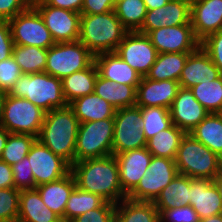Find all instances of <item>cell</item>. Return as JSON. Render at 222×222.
<instances>
[{"instance_id": "d6a6232c", "label": "cell", "mask_w": 222, "mask_h": 222, "mask_svg": "<svg viewBox=\"0 0 222 222\" xmlns=\"http://www.w3.org/2000/svg\"><path fill=\"white\" fill-rule=\"evenodd\" d=\"M184 135L185 132L173 124L168 129H164L148 139L146 148L152 156L175 159Z\"/></svg>"}, {"instance_id": "3957f363", "label": "cell", "mask_w": 222, "mask_h": 222, "mask_svg": "<svg viewBox=\"0 0 222 222\" xmlns=\"http://www.w3.org/2000/svg\"><path fill=\"white\" fill-rule=\"evenodd\" d=\"M127 32L114 10L102 14H81L79 41L94 56L115 52Z\"/></svg>"}, {"instance_id": "9a60e30c", "label": "cell", "mask_w": 222, "mask_h": 222, "mask_svg": "<svg viewBox=\"0 0 222 222\" xmlns=\"http://www.w3.org/2000/svg\"><path fill=\"white\" fill-rule=\"evenodd\" d=\"M147 36L158 53H192L200 47L191 24L161 27Z\"/></svg>"}, {"instance_id": "cb8c5ba5", "label": "cell", "mask_w": 222, "mask_h": 222, "mask_svg": "<svg viewBox=\"0 0 222 222\" xmlns=\"http://www.w3.org/2000/svg\"><path fill=\"white\" fill-rule=\"evenodd\" d=\"M76 187L75 178L70 171L59 180L36 187L44 204L55 212L64 222V212L71 192Z\"/></svg>"}, {"instance_id": "bcb514c9", "label": "cell", "mask_w": 222, "mask_h": 222, "mask_svg": "<svg viewBox=\"0 0 222 222\" xmlns=\"http://www.w3.org/2000/svg\"><path fill=\"white\" fill-rule=\"evenodd\" d=\"M32 3L29 0H0V20H9L28 9Z\"/></svg>"}, {"instance_id": "7dc6e473", "label": "cell", "mask_w": 222, "mask_h": 222, "mask_svg": "<svg viewBox=\"0 0 222 222\" xmlns=\"http://www.w3.org/2000/svg\"><path fill=\"white\" fill-rule=\"evenodd\" d=\"M14 42L7 20H0V61L12 56Z\"/></svg>"}, {"instance_id": "5bb4252c", "label": "cell", "mask_w": 222, "mask_h": 222, "mask_svg": "<svg viewBox=\"0 0 222 222\" xmlns=\"http://www.w3.org/2000/svg\"><path fill=\"white\" fill-rule=\"evenodd\" d=\"M115 52L142 77L146 76L158 56L149 37L138 31L127 32Z\"/></svg>"}, {"instance_id": "ffe728a7", "label": "cell", "mask_w": 222, "mask_h": 222, "mask_svg": "<svg viewBox=\"0 0 222 222\" xmlns=\"http://www.w3.org/2000/svg\"><path fill=\"white\" fill-rule=\"evenodd\" d=\"M191 25L200 42L222 30V0H191Z\"/></svg>"}, {"instance_id": "7a4b0ae2", "label": "cell", "mask_w": 222, "mask_h": 222, "mask_svg": "<svg viewBox=\"0 0 222 222\" xmlns=\"http://www.w3.org/2000/svg\"><path fill=\"white\" fill-rule=\"evenodd\" d=\"M79 121L67 105L45 113L37 139L70 165L74 163Z\"/></svg>"}, {"instance_id": "11a10c76", "label": "cell", "mask_w": 222, "mask_h": 222, "mask_svg": "<svg viewBox=\"0 0 222 222\" xmlns=\"http://www.w3.org/2000/svg\"><path fill=\"white\" fill-rule=\"evenodd\" d=\"M6 96L7 93L0 90V127H2V114H3V107Z\"/></svg>"}, {"instance_id": "6f0895ef", "label": "cell", "mask_w": 222, "mask_h": 222, "mask_svg": "<svg viewBox=\"0 0 222 222\" xmlns=\"http://www.w3.org/2000/svg\"><path fill=\"white\" fill-rule=\"evenodd\" d=\"M31 3H34V2H36V1H39V0H29Z\"/></svg>"}, {"instance_id": "f546056e", "label": "cell", "mask_w": 222, "mask_h": 222, "mask_svg": "<svg viewBox=\"0 0 222 222\" xmlns=\"http://www.w3.org/2000/svg\"><path fill=\"white\" fill-rule=\"evenodd\" d=\"M189 134L222 158V113H209Z\"/></svg>"}, {"instance_id": "277c9868", "label": "cell", "mask_w": 222, "mask_h": 222, "mask_svg": "<svg viewBox=\"0 0 222 222\" xmlns=\"http://www.w3.org/2000/svg\"><path fill=\"white\" fill-rule=\"evenodd\" d=\"M8 94L25 98L45 112L68 105L62 92V80L46 72L23 73Z\"/></svg>"}, {"instance_id": "4fadbf2b", "label": "cell", "mask_w": 222, "mask_h": 222, "mask_svg": "<svg viewBox=\"0 0 222 222\" xmlns=\"http://www.w3.org/2000/svg\"><path fill=\"white\" fill-rule=\"evenodd\" d=\"M36 187L64 177L71 171V165L61 156L54 154L38 139L27 155Z\"/></svg>"}, {"instance_id": "d6986e66", "label": "cell", "mask_w": 222, "mask_h": 222, "mask_svg": "<svg viewBox=\"0 0 222 222\" xmlns=\"http://www.w3.org/2000/svg\"><path fill=\"white\" fill-rule=\"evenodd\" d=\"M209 112L195 99L193 92L180 88L170 107L172 123L185 133L194 129Z\"/></svg>"}, {"instance_id": "44dd1931", "label": "cell", "mask_w": 222, "mask_h": 222, "mask_svg": "<svg viewBox=\"0 0 222 222\" xmlns=\"http://www.w3.org/2000/svg\"><path fill=\"white\" fill-rule=\"evenodd\" d=\"M221 75L212 59L200 46L189 54L178 82L182 88L190 89L201 82L216 80Z\"/></svg>"}, {"instance_id": "603a6c76", "label": "cell", "mask_w": 222, "mask_h": 222, "mask_svg": "<svg viewBox=\"0 0 222 222\" xmlns=\"http://www.w3.org/2000/svg\"><path fill=\"white\" fill-rule=\"evenodd\" d=\"M94 62L101 77L118 84L138 85L142 78L116 52L98 54Z\"/></svg>"}, {"instance_id": "83f0119b", "label": "cell", "mask_w": 222, "mask_h": 222, "mask_svg": "<svg viewBox=\"0 0 222 222\" xmlns=\"http://www.w3.org/2000/svg\"><path fill=\"white\" fill-rule=\"evenodd\" d=\"M98 69L93 62L88 68L76 71L62 79V92L67 104L77 98L94 93Z\"/></svg>"}, {"instance_id": "f5cc1de1", "label": "cell", "mask_w": 222, "mask_h": 222, "mask_svg": "<svg viewBox=\"0 0 222 222\" xmlns=\"http://www.w3.org/2000/svg\"><path fill=\"white\" fill-rule=\"evenodd\" d=\"M8 135L9 132L4 127H0V159L2 157L4 147L6 145Z\"/></svg>"}, {"instance_id": "d4e9b609", "label": "cell", "mask_w": 222, "mask_h": 222, "mask_svg": "<svg viewBox=\"0 0 222 222\" xmlns=\"http://www.w3.org/2000/svg\"><path fill=\"white\" fill-rule=\"evenodd\" d=\"M21 222H62L42 201L36 188L20 190L18 219Z\"/></svg>"}, {"instance_id": "f35d334b", "label": "cell", "mask_w": 222, "mask_h": 222, "mask_svg": "<svg viewBox=\"0 0 222 222\" xmlns=\"http://www.w3.org/2000/svg\"><path fill=\"white\" fill-rule=\"evenodd\" d=\"M36 140L32 135L9 133L1 160L13 166L28 155Z\"/></svg>"}, {"instance_id": "60d3db41", "label": "cell", "mask_w": 222, "mask_h": 222, "mask_svg": "<svg viewBox=\"0 0 222 222\" xmlns=\"http://www.w3.org/2000/svg\"><path fill=\"white\" fill-rule=\"evenodd\" d=\"M11 169L13 172L14 188L19 190L36 188L34 176L27 156L11 166Z\"/></svg>"}, {"instance_id": "816d5d0a", "label": "cell", "mask_w": 222, "mask_h": 222, "mask_svg": "<svg viewBox=\"0 0 222 222\" xmlns=\"http://www.w3.org/2000/svg\"><path fill=\"white\" fill-rule=\"evenodd\" d=\"M147 10H154L159 7H163L169 0H143Z\"/></svg>"}, {"instance_id": "6da1fadb", "label": "cell", "mask_w": 222, "mask_h": 222, "mask_svg": "<svg viewBox=\"0 0 222 222\" xmlns=\"http://www.w3.org/2000/svg\"><path fill=\"white\" fill-rule=\"evenodd\" d=\"M71 172L80 190L100 195L114 204L127 198L121 188L119 167L113 154L74 162Z\"/></svg>"}, {"instance_id": "ee69618b", "label": "cell", "mask_w": 222, "mask_h": 222, "mask_svg": "<svg viewBox=\"0 0 222 222\" xmlns=\"http://www.w3.org/2000/svg\"><path fill=\"white\" fill-rule=\"evenodd\" d=\"M115 206L116 204L106 201L101 207L89 210L70 222H115Z\"/></svg>"}, {"instance_id": "9c48e42d", "label": "cell", "mask_w": 222, "mask_h": 222, "mask_svg": "<svg viewBox=\"0 0 222 222\" xmlns=\"http://www.w3.org/2000/svg\"><path fill=\"white\" fill-rule=\"evenodd\" d=\"M147 139L142 130L141 107L117 109L114 116L112 154L146 147Z\"/></svg>"}, {"instance_id": "9f6ffc18", "label": "cell", "mask_w": 222, "mask_h": 222, "mask_svg": "<svg viewBox=\"0 0 222 222\" xmlns=\"http://www.w3.org/2000/svg\"><path fill=\"white\" fill-rule=\"evenodd\" d=\"M200 222H222V214L200 219Z\"/></svg>"}, {"instance_id": "db71d44e", "label": "cell", "mask_w": 222, "mask_h": 222, "mask_svg": "<svg viewBox=\"0 0 222 222\" xmlns=\"http://www.w3.org/2000/svg\"><path fill=\"white\" fill-rule=\"evenodd\" d=\"M213 182L216 185L222 199V171L213 179Z\"/></svg>"}, {"instance_id": "2e32d148", "label": "cell", "mask_w": 222, "mask_h": 222, "mask_svg": "<svg viewBox=\"0 0 222 222\" xmlns=\"http://www.w3.org/2000/svg\"><path fill=\"white\" fill-rule=\"evenodd\" d=\"M183 24H191V0H169L163 7L147 10L138 32L147 35L154 29Z\"/></svg>"}, {"instance_id": "1f68e13d", "label": "cell", "mask_w": 222, "mask_h": 222, "mask_svg": "<svg viewBox=\"0 0 222 222\" xmlns=\"http://www.w3.org/2000/svg\"><path fill=\"white\" fill-rule=\"evenodd\" d=\"M190 53H158L155 63L150 67L146 78L162 81H179L181 71Z\"/></svg>"}, {"instance_id": "e0dca14e", "label": "cell", "mask_w": 222, "mask_h": 222, "mask_svg": "<svg viewBox=\"0 0 222 222\" xmlns=\"http://www.w3.org/2000/svg\"><path fill=\"white\" fill-rule=\"evenodd\" d=\"M180 88L181 86L178 81H156L143 76L136 88L135 106L170 109Z\"/></svg>"}, {"instance_id": "c3c4849f", "label": "cell", "mask_w": 222, "mask_h": 222, "mask_svg": "<svg viewBox=\"0 0 222 222\" xmlns=\"http://www.w3.org/2000/svg\"><path fill=\"white\" fill-rule=\"evenodd\" d=\"M115 0H84L81 14H102L114 10Z\"/></svg>"}, {"instance_id": "4dcf8cb0", "label": "cell", "mask_w": 222, "mask_h": 222, "mask_svg": "<svg viewBox=\"0 0 222 222\" xmlns=\"http://www.w3.org/2000/svg\"><path fill=\"white\" fill-rule=\"evenodd\" d=\"M157 209L190 205V177L177 174L153 201Z\"/></svg>"}, {"instance_id": "ba28073f", "label": "cell", "mask_w": 222, "mask_h": 222, "mask_svg": "<svg viewBox=\"0 0 222 222\" xmlns=\"http://www.w3.org/2000/svg\"><path fill=\"white\" fill-rule=\"evenodd\" d=\"M45 111L25 98L7 93L2 114V127L9 133L39 136Z\"/></svg>"}, {"instance_id": "4316f807", "label": "cell", "mask_w": 222, "mask_h": 222, "mask_svg": "<svg viewBox=\"0 0 222 222\" xmlns=\"http://www.w3.org/2000/svg\"><path fill=\"white\" fill-rule=\"evenodd\" d=\"M137 86L138 85L118 84L104 79L98 74L95 81L94 92L117 110L135 106Z\"/></svg>"}, {"instance_id": "681fc988", "label": "cell", "mask_w": 222, "mask_h": 222, "mask_svg": "<svg viewBox=\"0 0 222 222\" xmlns=\"http://www.w3.org/2000/svg\"><path fill=\"white\" fill-rule=\"evenodd\" d=\"M47 5L81 13L84 0H43Z\"/></svg>"}, {"instance_id": "f907efd6", "label": "cell", "mask_w": 222, "mask_h": 222, "mask_svg": "<svg viewBox=\"0 0 222 222\" xmlns=\"http://www.w3.org/2000/svg\"><path fill=\"white\" fill-rule=\"evenodd\" d=\"M13 187L14 179L11 166L0 159V189Z\"/></svg>"}, {"instance_id": "ab89813d", "label": "cell", "mask_w": 222, "mask_h": 222, "mask_svg": "<svg viewBox=\"0 0 222 222\" xmlns=\"http://www.w3.org/2000/svg\"><path fill=\"white\" fill-rule=\"evenodd\" d=\"M20 190L16 188L0 189V222L18 219Z\"/></svg>"}, {"instance_id": "7bdbcfd3", "label": "cell", "mask_w": 222, "mask_h": 222, "mask_svg": "<svg viewBox=\"0 0 222 222\" xmlns=\"http://www.w3.org/2000/svg\"><path fill=\"white\" fill-rule=\"evenodd\" d=\"M157 210L160 213V222H200L197 212L191 205Z\"/></svg>"}, {"instance_id": "f6af8a7d", "label": "cell", "mask_w": 222, "mask_h": 222, "mask_svg": "<svg viewBox=\"0 0 222 222\" xmlns=\"http://www.w3.org/2000/svg\"><path fill=\"white\" fill-rule=\"evenodd\" d=\"M200 46L222 74V30L207 36L200 42Z\"/></svg>"}, {"instance_id": "e575fe53", "label": "cell", "mask_w": 222, "mask_h": 222, "mask_svg": "<svg viewBox=\"0 0 222 222\" xmlns=\"http://www.w3.org/2000/svg\"><path fill=\"white\" fill-rule=\"evenodd\" d=\"M114 12L128 32L139 31L147 13L143 0H115Z\"/></svg>"}, {"instance_id": "74e56055", "label": "cell", "mask_w": 222, "mask_h": 222, "mask_svg": "<svg viewBox=\"0 0 222 222\" xmlns=\"http://www.w3.org/2000/svg\"><path fill=\"white\" fill-rule=\"evenodd\" d=\"M141 117L142 130L147 140L173 125L168 108L141 107Z\"/></svg>"}, {"instance_id": "d590c367", "label": "cell", "mask_w": 222, "mask_h": 222, "mask_svg": "<svg viewBox=\"0 0 222 222\" xmlns=\"http://www.w3.org/2000/svg\"><path fill=\"white\" fill-rule=\"evenodd\" d=\"M105 202L106 200L100 195L86 192L75 187L66 204L64 222H70L75 217L85 214L89 210L99 208Z\"/></svg>"}, {"instance_id": "5b68a950", "label": "cell", "mask_w": 222, "mask_h": 222, "mask_svg": "<svg viewBox=\"0 0 222 222\" xmlns=\"http://www.w3.org/2000/svg\"><path fill=\"white\" fill-rule=\"evenodd\" d=\"M179 174L213 180L222 171V158L185 133L174 159Z\"/></svg>"}, {"instance_id": "ac0fdd59", "label": "cell", "mask_w": 222, "mask_h": 222, "mask_svg": "<svg viewBox=\"0 0 222 222\" xmlns=\"http://www.w3.org/2000/svg\"><path fill=\"white\" fill-rule=\"evenodd\" d=\"M114 156L119 167L121 188L128 196L147 172L152 154L146 147H143L125 151Z\"/></svg>"}, {"instance_id": "30bf717a", "label": "cell", "mask_w": 222, "mask_h": 222, "mask_svg": "<svg viewBox=\"0 0 222 222\" xmlns=\"http://www.w3.org/2000/svg\"><path fill=\"white\" fill-rule=\"evenodd\" d=\"M15 45L36 46L44 49L55 44L39 12L31 5L8 20Z\"/></svg>"}, {"instance_id": "7c38bea8", "label": "cell", "mask_w": 222, "mask_h": 222, "mask_svg": "<svg viewBox=\"0 0 222 222\" xmlns=\"http://www.w3.org/2000/svg\"><path fill=\"white\" fill-rule=\"evenodd\" d=\"M32 6L39 12L55 43L79 40L81 13L47 5L43 0Z\"/></svg>"}, {"instance_id": "f1b7e54d", "label": "cell", "mask_w": 222, "mask_h": 222, "mask_svg": "<svg viewBox=\"0 0 222 222\" xmlns=\"http://www.w3.org/2000/svg\"><path fill=\"white\" fill-rule=\"evenodd\" d=\"M115 222H160V213L153 202L125 198L115 206Z\"/></svg>"}, {"instance_id": "8fae6325", "label": "cell", "mask_w": 222, "mask_h": 222, "mask_svg": "<svg viewBox=\"0 0 222 222\" xmlns=\"http://www.w3.org/2000/svg\"><path fill=\"white\" fill-rule=\"evenodd\" d=\"M177 174L174 159L152 156L147 172L127 198L133 201L153 202Z\"/></svg>"}, {"instance_id": "52a82bcc", "label": "cell", "mask_w": 222, "mask_h": 222, "mask_svg": "<svg viewBox=\"0 0 222 222\" xmlns=\"http://www.w3.org/2000/svg\"><path fill=\"white\" fill-rule=\"evenodd\" d=\"M94 62V55L78 40L55 43L48 48L44 72L58 79L88 68Z\"/></svg>"}, {"instance_id": "8d00e7d4", "label": "cell", "mask_w": 222, "mask_h": 222, "mask_svg": "<svg viewBox=\"0 0 222 222\" xmlns=\"http://www.w3.org/2000/svg\"><path fill=\"white\" fill-rule=\"evenodd\" d=\"M195 99L209 112L222 113V75L190 88Z\"/></svg>"}, {"instance_id": "7402d4cb", "label": "cell", "mask_w": 222, "mask_h": 222, "mask_svg": "<svg viewBox=\"0 0 222 222\" xmlns=\"http://www.w3.org/2000/svg\"><path fill=\"white\" fill-rule=\"evenodd\" d=\"M190 205L200 219L222 214V199L213 180L190 178Z\"/></svg>"}, {"instance_id": "836d02e7", "label": "cell", "mask_w": 222, "mask_h": 222, "mask_svg": "<svg viewBox=\"0 0 222 222\" xmlns=\"http://www.w3.org/2000/svg\"><path fill=\"white\" fill-rule=\"evenodd\" d=\"M47 53L48 49L14 44L12 57L19 65L22 73L31 74L44 72Z\"/></svg>"}, {"instance_id": "b9f144b4", "label": "cell", "mask_w": 222, "mask_h": 222, "mask_svg": "<svg viewBox=\"0 0 222 222\" xmlns=\"http://www.w3.org/2000/svg\"><path fill=\"white\" fill-rule=\"evenodd\" d=\"M22 74L12 56L0 61V90L9 93Z\"/></svg>"}, {"instance_id": "484cf974", "label": "cell", "mask_w": 222, "mask_h": 222, "mask_svg": "<svg viewBox=\"0 0 222 222\" xmlns=\"http://www.w3.org/2000/svg\"><path fill=\"white\" fill-rule=\"evenodd\" d=\"M79 123L114 118L116 109L95 92L70 102Z\"/></svg>"}, {"instance_id": "8992f818", "label": "cell", "mask_w": 222, "mask_h": 222, "mask_svg": "<svg viewBox=\"0 0 222 222\" xmlns=\"http://www.w3.org/2000/svg\"><path fill=\"white\" fill-rule=\"evenodd\" d=\"M114 118L80 123L74 162L112 155Z\"/></svg>"}]
</instances>
